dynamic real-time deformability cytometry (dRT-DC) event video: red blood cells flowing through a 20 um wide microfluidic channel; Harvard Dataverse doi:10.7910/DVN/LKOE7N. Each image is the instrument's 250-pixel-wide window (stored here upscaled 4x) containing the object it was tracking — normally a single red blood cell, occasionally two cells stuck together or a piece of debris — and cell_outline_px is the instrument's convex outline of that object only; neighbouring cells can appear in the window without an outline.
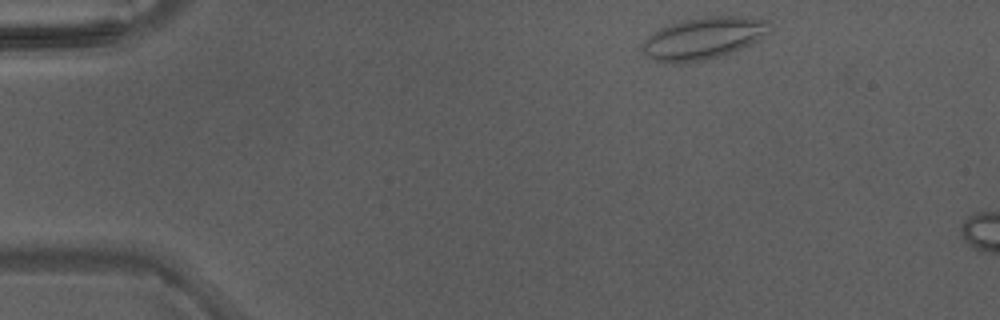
{"species": "Egyptian fruit bat (a non-hibernating species)", "species_latin": "Rousettus aegyptiacus", "temperature_condition": "warm", "stored_images_in_passage": 5, "camera_frame_rate_fps": 3000, "um_per_image_px": 0.085, "animal": {"sex": "male"}, "frame": {"image": 1, "passage_image": 1, "time_ms": 0.0, "image_size_px": [1000, 320], "cell_outline_px": [[772, 32], [732, 52], [720, 56], [704, 60], [684, 64], [672, 64], [656, 60], [648, 56], [640, 48], [640, 44], [652, 32], [660, 28], [680, 20], [708, 16], [740, 16], [768, 20], [772, 24]], "centroid_in_image_um": [59.78, 3.24], "position_along_channel_um": 25.2, "area_um2": 31.44}}